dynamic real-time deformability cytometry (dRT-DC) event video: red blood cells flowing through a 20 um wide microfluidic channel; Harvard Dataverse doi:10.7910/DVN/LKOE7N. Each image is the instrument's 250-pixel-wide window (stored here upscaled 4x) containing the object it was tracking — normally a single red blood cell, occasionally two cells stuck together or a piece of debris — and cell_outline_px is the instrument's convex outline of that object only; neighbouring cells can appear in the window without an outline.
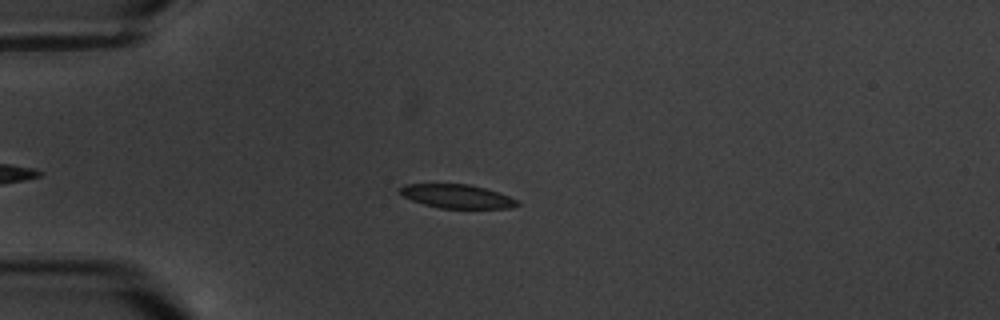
{"species": "common noctule bat (a hibernating species)", "species_latin": "Nyctalus noctula", "temperature_condition": "warm", "stored_images_in_passage": 6, "camera_frame_rate_fps": 3000, "um_per_image_px": 0.085, "animal": {"sex": "male", "body_mass_g": 20.1, "forearm_length_mm": 53.5}, "frame": {"image": 1, "passage_image": 3, "time_ms": 2.333, "image_size_px": [1000, 320], "cell_outline_px": [[520, 204], [512, 208], [440, 208], [424, 204], [412, 200], [404, 196], [400, 192], [400, 188], [404, 184], [468, 184], [484, 188], [508, 196], [516, 200]], "centroid_in_image_um": [38.84, 16.69], "position_along_channel_um": 46.2, "area_um2": 15.95}}
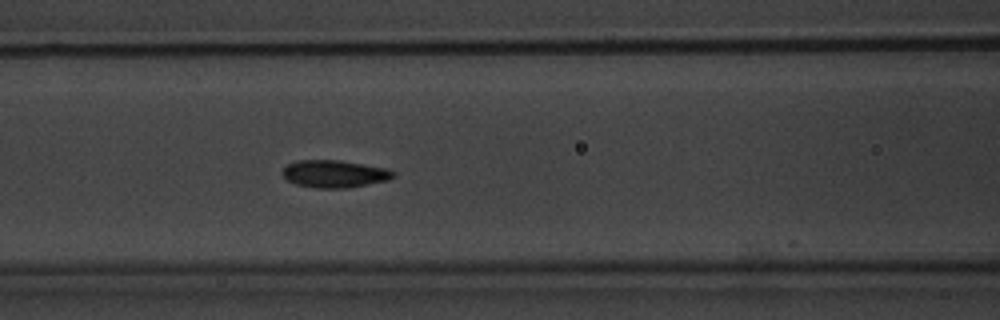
{"frame": {"image": 2, "passage_image": 6, "time_ms": 5.667, "image_size_px": [1000, 320], "cell_outline_px": [[396, 176], [388, 180], [348, 188], [316, 188], [296, 184], [288, 180], [284, 176], [284, 168], [288, 164], [296, 160], [340, 160], [388, 168], [396, 172]], "centroid_in_image_um": [28.49, 14.77], "position_along_channel_um": 138.1, "area_um2": 17.74}}